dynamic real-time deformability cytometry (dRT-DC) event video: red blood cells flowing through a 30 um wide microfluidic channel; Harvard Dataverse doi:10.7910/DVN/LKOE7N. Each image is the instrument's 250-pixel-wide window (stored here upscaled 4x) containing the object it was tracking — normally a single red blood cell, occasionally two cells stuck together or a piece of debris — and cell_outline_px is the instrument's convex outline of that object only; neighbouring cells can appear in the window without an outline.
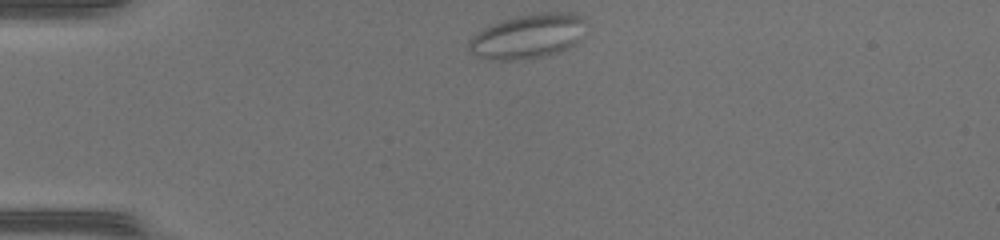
{"species": "common noctule bat (a hibernating species)", "species_latin": "Nyctalus noctula", "temperature_condition": "warm", "stored_images_in_passage": 38, "camera_frame_rate_fps": 3000, "um_per_image_px": 0.085, "animal": {"sex": "female", "body_mass_g": 17.0, "forearm_length_mm": 48.0}, "frame": {"image": 1, "passage_image": 1, "time_ms": 0.0, "image_size_px": [1000, 240], "cell_outline_px": [[584, 20], [580, 40], [568, 48], [560, 52], [544, 56], [524, 60], [488, 60], [476, 56], [468, 48], [468, 40], [472, 36], [484, 28], [492, 24], [516, 16], [540, 12], [572, 12], [584, 16]], "centroid_in_image_um": [44.86, 3.09], "position_along_channel_um": 40.1, "area_um2": 30.58}}
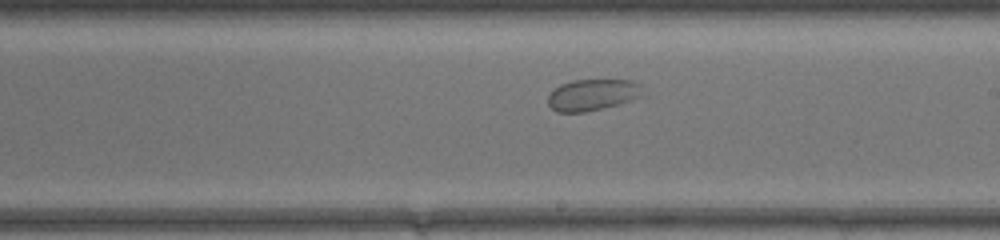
{"frame": {"image": 2, "passage_image": 18, "time_ms": 5.667, "image_size_px": [1000, 240], "cell_outline_px": [[644, 96], [616, 104], [584, 112], [556, 112], [548, 104], [548, 96], [560, 84], [572, 80], [632, 80], [640, 84]], "centroid_in_image_um": [50.36, 8.05], "position_along_channel_um": 238.6, "area_um2": 17.17}}
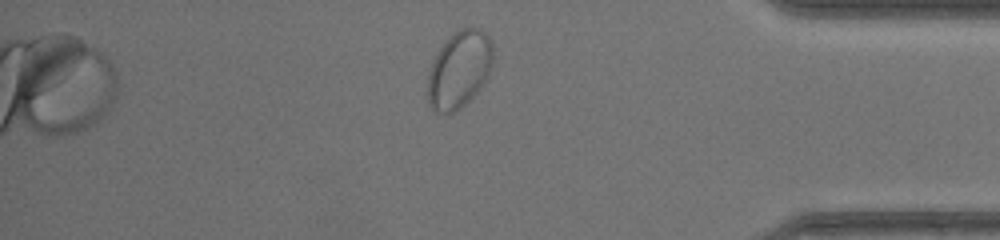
{"frame": {"image": 3, "passage_image": 31, "time_ms": 10.0, "image_size_px": [1000, 240], "cell_outline_px": [[492, 64], [480, 88], [456, 112], [436, 112], [428, 104], [428, 76], [436, 52], [448, 36], [460, 28], [480, 28], [492, 40]], "centroid_in_image_um": [39.02, 5.88], "position_along_channel_um": 396.2, "area_um2": 29.07}}